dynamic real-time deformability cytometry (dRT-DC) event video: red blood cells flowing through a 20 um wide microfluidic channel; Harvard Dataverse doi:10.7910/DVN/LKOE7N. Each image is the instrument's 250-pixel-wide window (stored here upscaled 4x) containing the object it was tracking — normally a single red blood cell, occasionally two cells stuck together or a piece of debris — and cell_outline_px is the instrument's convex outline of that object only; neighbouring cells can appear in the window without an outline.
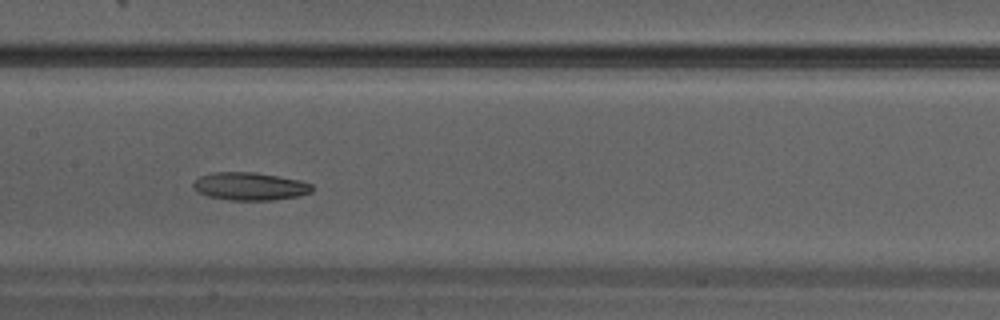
{"species": "Egyptian fruit bat (a non-hibernating species)", "species_latin": "Rousettus aegyptiacus", "temperature_condition": "warm", "stored_images_in_passage": 31, "camera_frame_rate_fps": 3000, "um_per_image_px": 0.085, "animal": {"sex": "male"}, "frame": {"image": 1, "passage_image": 14, "time_ms": 4.333, "image_size_px": [1000, 320], "cell_outline_px": [[312, 192], [300, 196], [272, 200], [232, 200], [208, 196], [196, 192], [192, 188], [192, 184], [200, 176], [212, 172], [256, 172], [300, 180], [312, 184]], "centroid_in_image_um": [21.23, 15.83], "position_along_channel_um": 186.2, "area_um2": 19.42}}
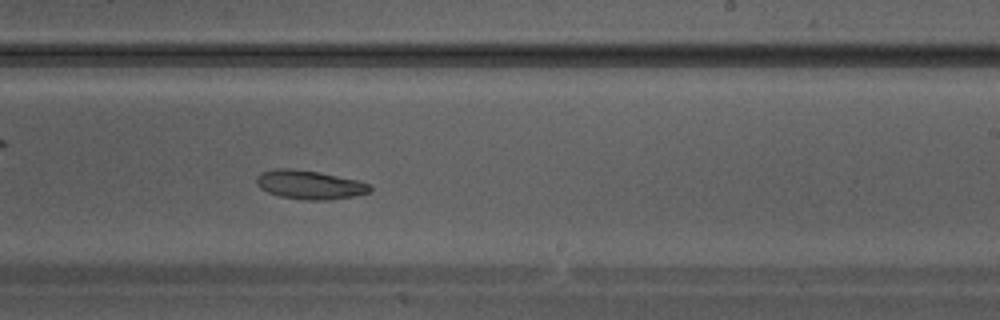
{"frame": {"image": 2, "passage_image": 18, "time_ms": 5.667, "image_size_px": [1000, 320], "cell_outline_px": [[372, 188], [368, 192], [352, 196], [328, 200], [308, 200], [280, 196], [268, 192], [260, 188], [256, 184], [256, 176], [260, 172], [276, 168], [288, 168], [316, 172], [356, 180], [368, 184]], "centroid_in_image_um": [26.24, 15.7], "position_along_channel_um": 262.8, "area_um2": 18.73}}